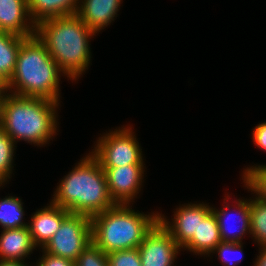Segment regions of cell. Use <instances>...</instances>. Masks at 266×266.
<instances>
[{
	"label": "cell",
	"instance_id": "cell-11",
	"mask_svg": "<svg viewBox=\"0 0 266 266\" xmlns=\"http://www.w3.org/2000/svg\"><path fill=\"white\" fill-rule=\"evenodd\" d=\"M227 197V198H226ZM230 198V196L227 194L224 198V207L220 208L218 210L217 208L212 207V211L215 214L218 226H219V232H220V238L222 242H229V243H242V239L244 238L245 234H250V228H251V221H250V199H236L235 206L233 209L236 211L237 217H239L238 220H232L233 214H230L228 212V209L231 208L227 201ZM228 203V204H227ZM235 214V215H236ZM228 219V220H226ZM232 220L233 223L240 224L238 226H234L232 223V226H230V221ZM234 227H236L234 229ZM248 233V234H247Z\"/></svg>",
	"mask_w": 266,
	"mask_h": 266
},
{
	"label": "cell",
	"instance_id": "cell-28",
	"mask_svg": "<svg viewBox=\"0 0 266 266\" xmlns=\"http://www.w3.org/2000/svg\"><path fill=\"white\" fill-rule=\"evenodd\" d=\"M259 251L253 266H266V248H259Z\"/></svg>",
	"mask_w": 266,
	"mask_h": 266
},
{
	"label": "cell",
	"instance_id": "cell-32",
	"mask_svg": "<svg viewBox=\"0 0 266 266\" xmlns=\"http://www.w3.org/2000/svg\"><path fill=\"white\" fill-rule=\"evenodd\" d=\"M5 184H7V182H5V181H0V187H3Z\"/></svg>",
	"mask_w": 266,
	"mask_h": 266
},
{
	"label": "cell",
	"instance_id": "cell-21",
	"mask_svg": "<svg viewBox=\"0 0 266 266\" xmlns=\"http://www.w3.org/2000/svg\"><path fill=\"white\" fill-rule=\"evenodd\" d=\"M242 175L245 188L255 194L256 198L266 202V165L246 167Z\"/></svg>",
	"mask_w": 266,
	"mask_h": 266
},
{
	"label": "cell",
	"instance_id": "cell-4",
	"mask_svg": "<svg viewBox=\"0 0 266 266\" xmlns=\"http://www.w3.org/2000/svg\"><path fill=\"white\" fill-rule=\"evenodd\" d=\"M62 75L65 76L44 44L34 35L20 45L15 71L7 82L8 92L59 102Z\"/></svg>",
	"mask_w": 266,
	"mask_h": 266
},
{
	"label": "cell",
	"instance_id": "cell-29",
	"mask_svg": "<svg viewBox=\"0 0 266 266\" xmlns=\"http://www.w3.org/2000/svg\"><path fill=\"white\" fill-rule=\"evenodd\" d=\"M0 266H29L25 261L0 260Z\"/></svg>",
	"mask_w": 266,
	"mask_h": 266
},
{
	"label": "cell",
	"instance_id": "cell-17",
	"mask_svg": "<svg viewBox=\"0 0 266 266\" xmlns=\"http://www.w3.org/2000/svg\"><path fill=\"white\" fill-rule=\"evenodd\" d=\"M80 0H27L31 20H42L77 14Z\"/></svg>",
	"mask_w": 266,
	"mask_h": 266
},
{
	"label": "cell",
	"instance_id": "cell-8",
	"mask_svg": "<svg viewBox=\"0 0 266 266\" xmlns=\"http://www.w3.org/2000/svg\"><path fill=\"white\" fill-rule=\"evenodd\" d=\"M172 222L159 213V223L171 234L173 240L183 248L194 235H197L199 219H205L211 212L212 206L202 203L182 204L175 209ZM172 223V224H171Z\"/></svg>",
	"mask_w": 266,
	"mask_h": 266
},
{
	"label": "cell",
	"instance_id": "cell-24",
	"mask_svg": "<svg viewBox=\"0 0 266 266\" xmlns=\"http://www.w3.org/2000/svg\"><path fill=\"white\" fill-rule=\"evenodd\" d=\"M75 266H108V256L91 242L76 259Z\"/></svg>",
	"mask_w": 266,
	"mask_h": 266
},
{
	"label": "cell",
	"instance_id": "cell-6",
	"mask_svg": "<svg viewBox=\"0 0 266 266\" xmlns=\"http://www.w3.org/2000/svg\"><path fill=\"white\" fill-rule=\"evenodd\" d=\"M118 128L103 133L104 135L97 139L94 149L89 153L102 168L144 164L142 149L132 127L129 125Z\"/></svg>",
	"mask_w": 266,
	"mask_h": 266
},
{
	"label": "cell",
	"instance_id": "cell-25",
	"mask_svg": "<svg viewBox=\"0 0 266 266\" xmlns=\"http://www.w3.org/2000/svg\"><path fill=\"white\" fill-rule=\"evenodd\" d=\"M108 256V266H142L138 248L114 251Z\"/></svg>",
	"mask_w": 266,
	"mask_h": 266
},
{
	"label": "cell",
	"instance_id": "cell-27",
	"mask_svg": "<svg viewBox=\"0 0 266 266\" xmlns=\"http://www.w3.org/2000/svg\"><path fill=\"white\" fill-rule=\"evenodd\" d=\"M252 139L257 148L266 151V122L256 125L252 131Z\"/></svg>",
	"mask_w": 266,
	"mask_h": 266
},
{
	"label": "cell",
	"instance_id": "cell-12",
	"mask_svg": "<svg viewBox=\"0 0 266 266\" xmlns=\"http://www.w3.org/2000/svg\"><path fill=\"white\" fill-rule=\"evenodd\" d=\"M47 205L32 214L28 223L33 244L41 249L50 241L60 228L63 219L70 213L52 202Z\"/></svg>",
	"mask_w": 266,
	"mask_h": 266
},
{
	"label": "cell",
	"instance_id": "cell-16",
	"mask_svg": "<svg viewBox=\"0 0 266 266\" xmlns=\"http://www.w3.org/2000/svg\"><path fill=\"white\" fill-rule=\"evenodd\" d=\"M221 242L218 221L212 211L205 219H199L197 235H194L182 249H187L195 255L210 256Z\"/></svg>",
	"mask_w": 266,
	"mask_h": 266
},
{
	"label": "cell",
	"instance_id": "cell-23",
	"mask_svg": "<svg viewBox=\"0 0 266 266\" xmlns=\"http://www.w3.org/2000/svg\"><path fill=\"white\" fill-rule=\"evenodd\" d=\"M217 253L218 259L225 266H236L243 259V243L221 242L212 254ZM231 254V255H230ZM236 254V257H235ZM239 254V255H238ZM227 255V256H226ZM233 256V257H231Z\"/></svg>",
	"mask_w": 266,
	"mask_h": 266
},
{
	"label": "cell",
	"instance_id": "cell-1",
	"mask_svg": "<svg viewBox=\"0 0 266 266\" xmlns=\"http://www.w3.org/2000/svg\"><path fill=\"white\" fill-rule=\"evenodd\" d=\"M35 35L70 80L76 82L91 64L89 40L96 33L77 14L42 20L36 24Z\"/></svg>",
	"mask_w": 266,
	"mask_h": 266
},
{
	"label": "cell",
	"instance_id": "cell-31",
	"mask_svg": "<svg viewBox=\"0 0 266 266\" xmlns=\"http://www.w3.org/2000/svg\"><path fill=\"white\" fill-rule=\"evenodd\" d=\"M7 94V92H0V103H1V99Z\"/></svg>",
	"mask_w": 266,
	"mask_h": 266
},
{
	"label": "cell",
	"instance_id": "cell-26",
	"mask_svg": "<svg viewBox=\"0 0 266 266\" xmlns=\"http://www.w3.org/2000/svg\"><path fill=\"white\" fill-rule=\"evenodd\" d=\"M42 257L37 260V263L35 266H75V262L59 257V256H54L52 254H49L45 252L42 249Z\"/></svg>",
	"mask_w": 266,
	"mask_h": 266
},
{
	"label": "cell",
	"instance_id": "cell-19",
	"mask_svg": "<svg viewBox=\"0 0 266 266\" xmlns=\"http://www.w3.org/2000/svg\"><path fill=\"white\" fill-rule=\"evenodd\" d=\"M24 215L21 198L10 195L0 199V226L3 229L28 227V223L23 222Z\"/></svg>",
	"mask_w": 266,
	"mask_h": 266
},
{
	"label": "cell",
	"instance_id": "cell-15",
	"mask_svg": "<svg viewBox=\"0 0 266 266\" xmlns=\"http://www.w3.org/2000/svg\"><path fill=\"white\" fill-rule=\"evenodd\" d=\"M36 249L28 227L2 229L0 235V260L25 261Z\"/></svg>",
	"mask_w": 266,
	"mask_h": 266
},
{
	"label": "cell",
	"instance_id": "cell-2",
	"mask_svg": "<svg viewBox=\"0 0 266 266\" xmlns=\"http://www.w3.org/2000/svg\"><path fill=\"white\" fill-rule=\"evenodd\" d=\"M59 103L7 93L0 103V127L15 143L45 146L58 132Z\"/></svg>",
	"mask_w": 266,
	"mask_h": 266
},
{
	"label": "cell",
	"instance_id": "cell-7",
	"mask_svg": "<svg viewBox=\"0 0 266 266\" xmlns=\"http://www.w3.org/2000/svg\"><path fill=\"white\" fill-rule=\"evenodd\" d=\"M91 242V218L69 213L63 219L58 231L42 249L54 256L75 262Z\"/></svg>",
	"mask_w": 266,
	"mask_h": 266
},
{
	"label": "cell",
	"instance_id": "cell-22",
	"mask_svg": "<svg viewBox=\"0 0 266 266\" xmlns=\"http://www.w3.org/2000/svg\"><path fill=\"white\" fill-rule=\"evenodd\" d=\"M16 143L0 127V181L9 182L13 169Z\"/></svg>",
	"mask_w": 266,
	"mask_h": 266
},
{
	"label": "cell",
	"instance_id": "cell-3",
	"mask_svg": "<svg viewBox=\"0 0 266 266\" xmlns=\"http://www.w3.org/2000/svg\"><path fill=\"white\" fill-rule=\"evenodd\" d=\"M61 179L54 191L52 203L70 213L90 218L114 207L104 170L89 153Z\"/></svg>",
	"mask_w": 266,
	"mask_h": 266
},
{
	"label": "cell",
	"instance_id": "cell-13",
	"mask_svg": "<svg viewBox=\"0 0 266 266\" xmlns=\"http://www.w3.org/2000/svg\"><path fill=\"white\" fill-rule=\"evenodd\" d=\"M0 26L3 32L34 36L36 24L30 18L27 0H0Z\"/></svg>",
	"mask_w": 266,
	"mask_h": 266
},
{
	"label": "cell",
	"instance_id": "cell-9",
	"mask_svg": "<svg viewBox=\"0 0 266 266\" xmlns=\"http://www.w3.org/2000/svg\"><path fill=\"white\" fill-rule=\"evenodd\" d=\"M182 248L171 234L159 223L147 233L138 247L142 266H174Z\"/></svg>",
	"mask_w": 266,
	"mask_h": 266
},
{
	"label": "cell",
	"instance_id": "cell-30",
	"mask_svg": "<svg viewBox=\"0 0 266 266\" xmlns=\"http://www.w3.org/2000/svg\"><path fill=\"white\" fill-rule=\"evenodd\" d=\"M0 92H8L7 82L0 76Z\"/></svg>",
	"mask_w": 266,
	"mask_h": 266
},
{
	"label": "cell",
	"instance_id": "cell-18",
	"mask_svg": "<svg viewBox=\"0 0 266 266\" xmlns=\"http://www.w3.org/2000/svg\"><path fill=\"white\" fill-rule=\"evenodd\" d=\"M21 37L8 32L0 33V76L8 82L12 77L20 45L25 40Z\"/></svg>",
	"mask_w": 266,
	"mask_h": 266
},
{
	"label": "cell",
	"instance_id": "cell-10",
	"mask_svg": "<svg viewBox=\"0 0 266 266\" xmlns=\"http://www.w3.org/2000/svg\"><path fill=\"white\" fill-rule=\"evenodd\" d=\"M144 165L130 164L122 167L102 168L109 194L115 204H132L137 198L144 182Z\"/></svg>",
	"mask_w": 266,
	"mask_h": 266
},
{
	"label": "cell",
	"instance_id": "cell-5",
	"mask_svg": "<svg viewBox=\"0 0 266 266\" xmlns=\"http://www.w3.org/2000/svg\"><path fill=\"white\" fill-rule=\"evenodd\" d=\"M131 204H116L91 218L92 242L106 254L138 248L159 221V212L144 214Z\"/></svg>",
	"mask_w": 266,
	"mask_h": 266
},
{
	"label": "cell",
	"instance_id": "cell-14",
	"mask_svg": "<svg viewBox=\"0 0 266 266\" xmlns=\"http://www.w3.org/2000/svg\"><path fill=\"white\" fill-rule=\"evenodd\" d=\"M122 0H80L77 15L94 33L110 25L117 17Z\"/></svg>",
	"mask_w": 266,
	"mask_h": 266
},
{
	"label": "cell",
	"instance_id": "cell-20",
	"mask_svg": "<svg viewBox=\"0 0 266 266\" xmlns=\"http://www.w3.org/2000/svg\"><path fill=\"white\" fill-rule=\"evenodd\" d=\"M250 235L258 248H266V202L250 197ZM255 239V240H254Z\"/></svg>",
	"mask_w": 266,
	"mask_h": 266
}]
</instances>
